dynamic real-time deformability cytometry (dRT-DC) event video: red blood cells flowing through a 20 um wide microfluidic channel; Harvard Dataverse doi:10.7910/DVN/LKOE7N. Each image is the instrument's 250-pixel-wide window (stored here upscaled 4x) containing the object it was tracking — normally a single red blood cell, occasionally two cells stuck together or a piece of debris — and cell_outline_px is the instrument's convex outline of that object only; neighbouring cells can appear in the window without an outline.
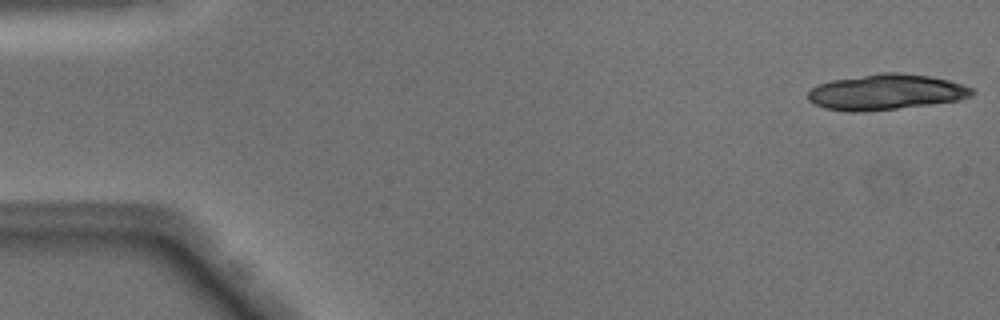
{"species": "Egyptian fruit bat (a non-hibernating species)", "species_latin": "Rousettus aegyptiacus", "temperature_condition": "warm", "stored_images_in_passage": 15, "camera_frame_rate_fps": 3000, "um_per_image_px": 0.085, "animal": {"sex": "male"}, "frame": {"image": 1, "passage_image": 1, "time_ms": 0.0, "image_size_px": [1000, 320], "cell_outline_px": [[976, 92], [972, 96], [960, 100], [864, 112], [852, 112], [824, 108], [808, 100], [808, 92], [812, 88], [820, 84], [832, 80], [880, 72], [896, 72], [928, 76], [948, 80], [964, 84], [972, 88]], "centroid_in_image_um": [75.33, 7.82], "position_along_channel_um": 9.7, "area_um2": 33.93}}